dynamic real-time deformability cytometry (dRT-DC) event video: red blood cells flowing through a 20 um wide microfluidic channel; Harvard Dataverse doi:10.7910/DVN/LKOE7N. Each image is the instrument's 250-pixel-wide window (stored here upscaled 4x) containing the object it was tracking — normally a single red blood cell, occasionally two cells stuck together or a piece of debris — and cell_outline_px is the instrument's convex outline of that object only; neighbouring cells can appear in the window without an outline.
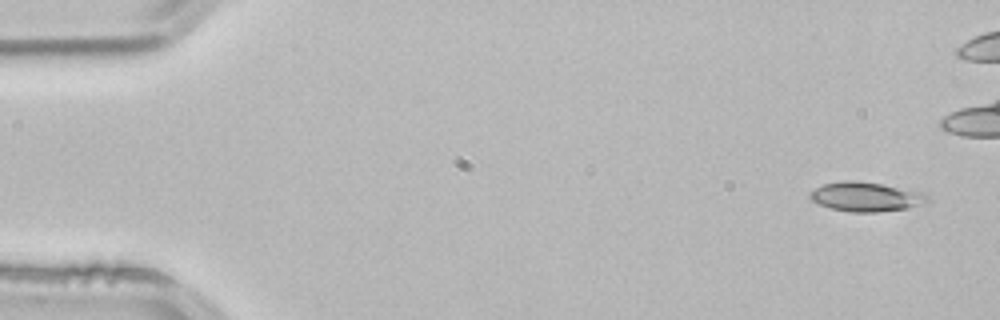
{"species": "common noctule bat (a hibernating species)", "species_latin": "Nyctalus noctula", "temperature_condition": "room temperature", "stored_images_in_passage": 4, "camera_frame_rate_fps": 3000, "um_per_image_px": 0.085, "animal": {"sex": "male", "body_mass_g": 21.5, "forearm_length_mm": 52.0}, "frame": {"image": 1, "passage_image": 1, "time_ms": 0.0, "image_size_px": [1000, 320], "cell_outline_px": [[928, 200], [908, 208], [876, 212], [852, 212], [832, 208], [820, 204], [812, 200], [808, 196], [808, 192], [824, 184], [844, 180], [856, 180], [880, 184], [920, 192], [928, 196]], "centroid_in_image_um": [73.53, 16.72], "position_along_channel_um": 11.5, "area_um2": 19.65}}